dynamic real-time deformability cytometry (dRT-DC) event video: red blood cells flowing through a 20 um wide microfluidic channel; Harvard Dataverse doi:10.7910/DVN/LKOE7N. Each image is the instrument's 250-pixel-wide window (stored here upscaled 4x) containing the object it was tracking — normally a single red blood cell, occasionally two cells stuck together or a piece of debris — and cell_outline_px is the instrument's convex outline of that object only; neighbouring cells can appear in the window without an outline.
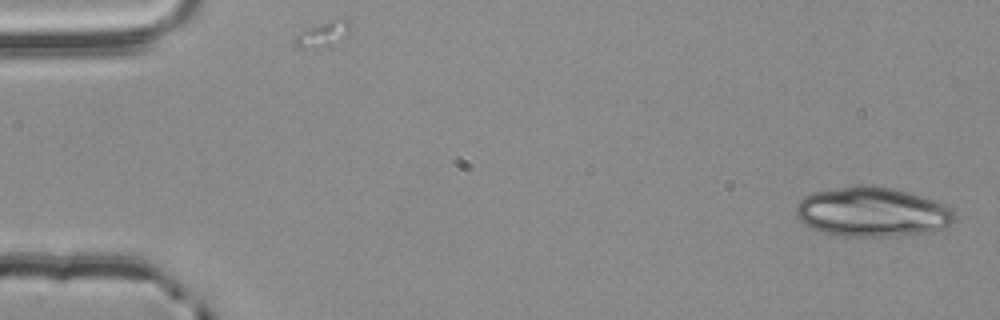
{"species": "common noctule bat (a hibernating species)", "species_latin": "Nyctalus noctula", "temperature_condition": "room temperature", "stored_images_in_passage": 38, "segment_of_instrument_passage": [1, 2], "camera_frame_rate_fps": 3000, "um_per_image_px": 0.085, "animal": {"sex": "male", "body_mass_g": 20.4}, "frame": {"image": 1, "passage_image": 1, "time_ms": 0.0, "image_size_px": [1000, 320], "cell_outline_px": [[956, 220], [944, 228], [928, 232], [896, 236], [836, 236], [812, 228], [804, 224], [796, 216], [796, 204], [804, 196], [812, 192], [856, 184], [872, 184], [892, 188], [920, 196], [944, 204], [952, 208], [956, 212]], "centroid_in_image_um": [74.13, 18.01], "position_along_channel_um": 10.9, "area_um2": 46.24}}